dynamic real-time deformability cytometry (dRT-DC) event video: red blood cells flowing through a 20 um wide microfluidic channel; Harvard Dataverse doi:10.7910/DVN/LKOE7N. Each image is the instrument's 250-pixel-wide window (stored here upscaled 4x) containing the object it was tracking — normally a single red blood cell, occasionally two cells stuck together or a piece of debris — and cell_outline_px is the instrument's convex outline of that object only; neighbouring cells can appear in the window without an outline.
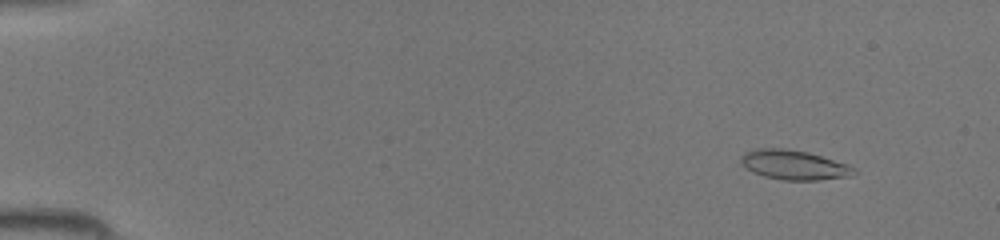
{"species": "common noctule bat (a hibernating species)", "species_latin": "Nyctalus noctula", "temperature_condition": "room temperature", "stored_images_in_passage": 45, "camera_frame_rate_fps": 3000, "um_per_image_px": 0.085, "animal": {"sex": "female", "body_mass_g": 19.5, "forearm_length_mm": 54.1}, "frame": {"image": 1, "passage_image": 5, "time_ms": 1.333, "image_size_px": [1000, 240], "cell_outline_px": [[856, 172], [852, 176], [816, 180], [780, 180], [764, 176], [752, 172], [744, 168], [740, 160], [740, 156], [744, 152], [756, 148], [784, 148], [808, 152], [848, 164], [856, 168]], "centroid_in_image_um": [67.46, 14.01], "position_along_channel_um": 17.5, "area_um2": 19.71}}
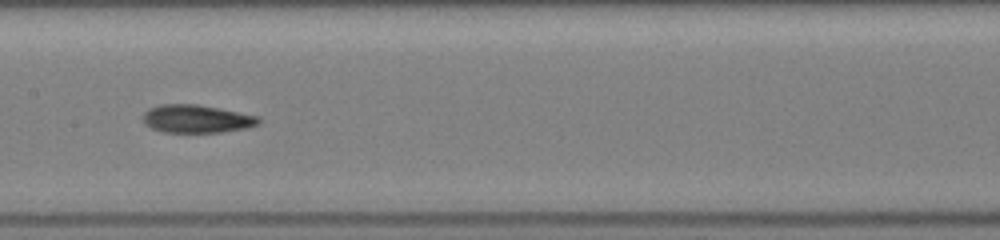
{"frame": {"image": 2, "passage_image": 24, "time_ms": 7.667, "image_size_px": [1000, 240], "cell_outline_px": [[260, 124], [248, 128], [220, 132], [164, 132], [152, 128], [144, 124], [144, 112], [148, 108], [160, 104], [196, 104], [220, 108], [260, 116]], "centroid_in_image_um": [16.74, 10.09], "position_along_channel_um": 190.7, "area_um2": 19.02}}
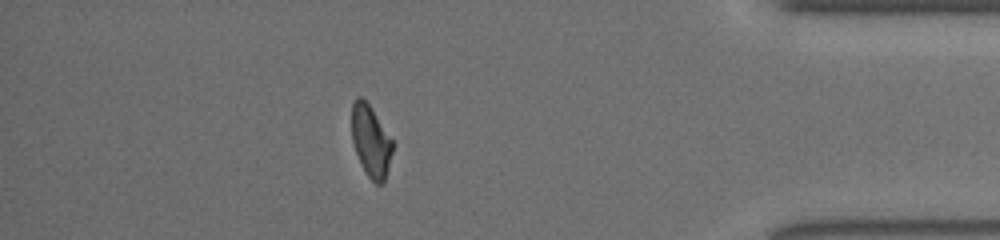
{"frame": {"image": 3, "passage_image": 40, "time_ms": 13.0, "image_size_px": [1000, 240], "cell_outline_px": [[392, 152], [384, 184], [376, 184], [368, 176], [360, 164], [352, 140], [352, 104], [356, 96], [360, 96], [372, 108], [392, 140]], "centroid_in_image_um": [31.51, 12.0], "position_along_channel_um": 403.7, "area_um2": 16.94}}